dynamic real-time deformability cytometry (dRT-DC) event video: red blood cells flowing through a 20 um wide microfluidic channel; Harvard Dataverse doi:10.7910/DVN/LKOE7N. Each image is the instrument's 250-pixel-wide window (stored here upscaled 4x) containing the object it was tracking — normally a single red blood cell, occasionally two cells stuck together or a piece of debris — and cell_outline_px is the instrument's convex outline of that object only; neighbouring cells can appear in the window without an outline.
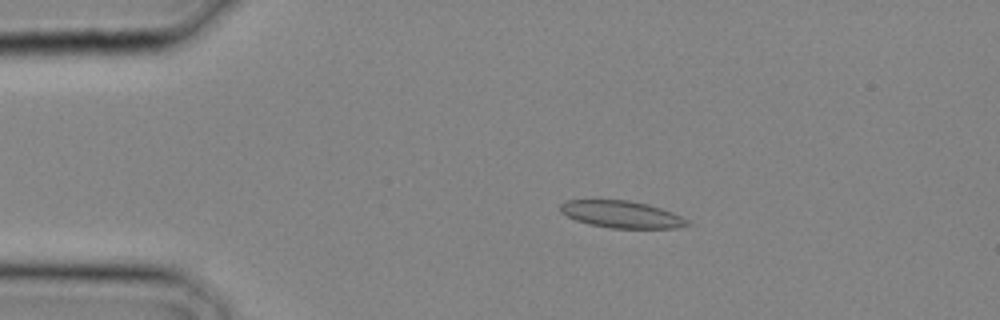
{"species": "common noctule bat (a hibernating species)", "species_latin": "Nyctalus noctula", "temperature_condition": "cold", "stored_images_in_passage": 10, "camera_frame_rate_fps": 3000, "um_per_image_px": 0.085, "animal": {"sex": "male", "body_mass_g": 20.4}, "frame": {"image": 1, "passage_image": 5, "time_ms": 1.333, "image_size_px": [1000, 320], "cell_outline_px": [[692, 224], [676, 228], [612, 228], [592, 224], [576, 220], [560, 212], [560, 204], [564, 200], [628, 200], [648, 204], [672, 212], [688, 220]], "centroid_in_image_um": [52.84, 18.21], "position_along_channel_um": 32.2, "area_um2": 19.88}}
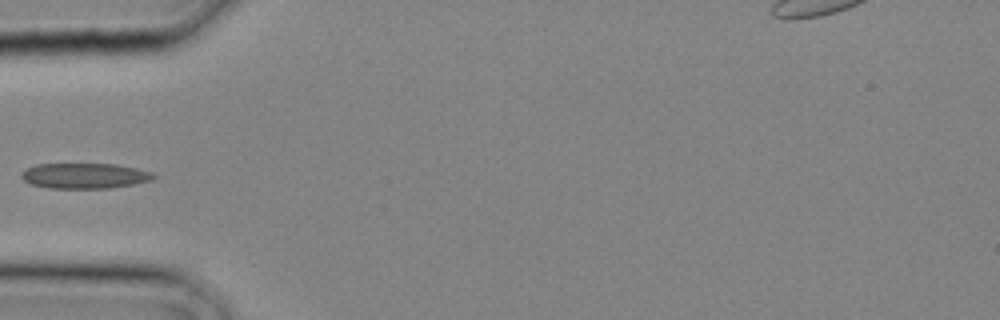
{"frame": {"image": 2, "passage_image": 9, "time_ms": 2.667, "image_size_px": [1000, 320], "cell_outline_px": [[156, 176], [152, 180], [132, 184], [108, 188], [48, 188], [32, 184], [24, 180], [20, 176], [20, 172], [36, 164], [116, 164], [136, 168], [152, 172]], "centroid_in_image_um": [7.18, 14.94], "position_along_channel_um": 77.8, "area_um2": 19.48}}